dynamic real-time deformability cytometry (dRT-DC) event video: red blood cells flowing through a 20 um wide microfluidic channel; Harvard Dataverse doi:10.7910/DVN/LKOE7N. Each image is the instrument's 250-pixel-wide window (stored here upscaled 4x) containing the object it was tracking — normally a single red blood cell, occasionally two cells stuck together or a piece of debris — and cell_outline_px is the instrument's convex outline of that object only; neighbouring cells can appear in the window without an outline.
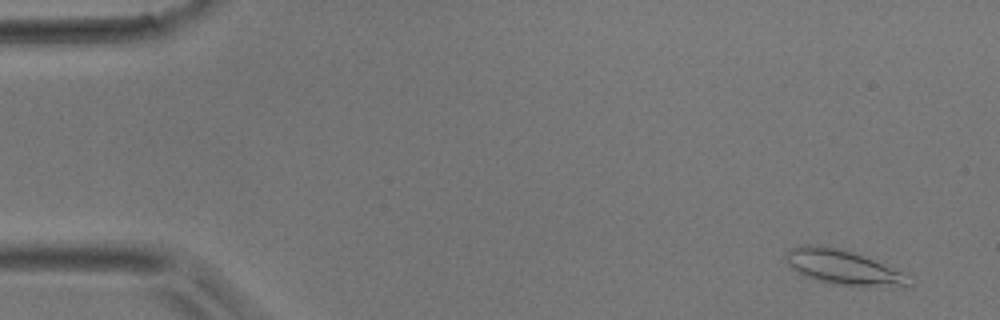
{"species": "common noctule bat (a hibernating species)", "species_latin": "Nyctalus noctula", "temperature_condition": "room temperature", "stored_images_in_passage": 33, "camera_frame_rate_fps": 3000, "um_per_image_px": 0.085, "animal": {"sex": "male", "body_mass_g": 17.9}, "frame": {"image": 1, "passage_image": 3, "time_ms": 0.667, "image_size_px": [1000, 320], "cell_outline_px": [[916, 280], [912, 288], [868, 288], [832, 284], [816, 280], [804, 276], [792, 268], [788, 264], [784, 256], [788, 248], [804, 244], [808, 244], [844, 248], [900, 272]], "centroid_in_image_um": [71.74, 22.77], "position_along_channel_um": 13.3, "area_um2": 25.78}}
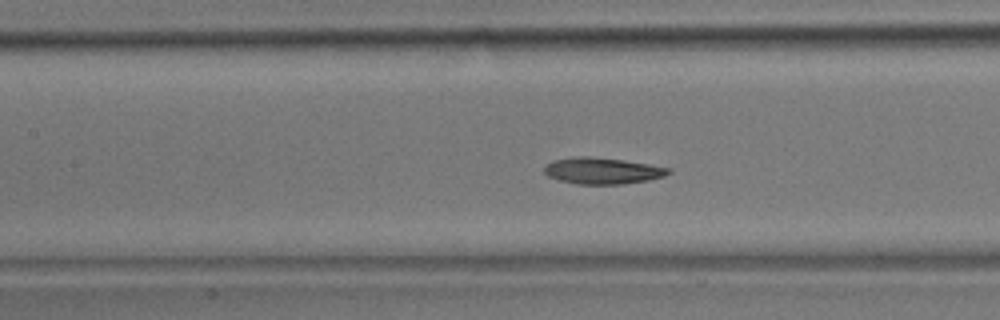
{"frame": {"image": 2, "passage_image": 22, "time_ms": 7.0, "image_size_px": [1000, 320], "cell_outline_px": [[672, 172], [664, 176], [648, 180], [624, 184], [576, 184], [560, 180], [548, 176], [544, 172], [544, 168], [552, 160], [572, 156], [592, 156], [624, 160], [672, 168]], "centroid_in_image_um": [51.21, 14.51], "position_along_channel_um": 156.2, "area_um2": 19.25}}
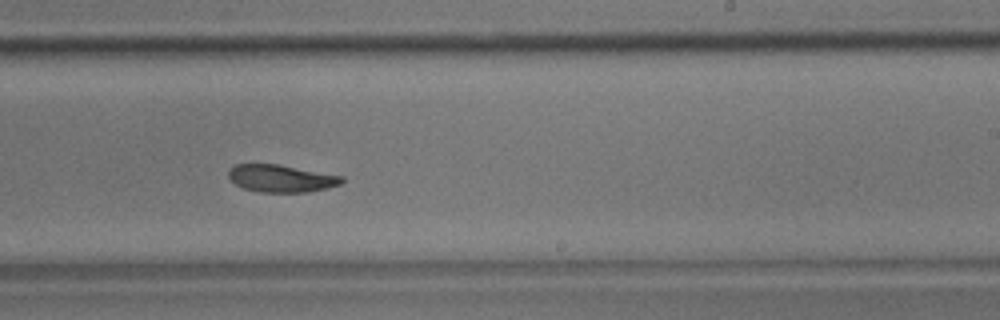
{"frame": {"image": 3, "passage_image": 30, "time_ms": 9.667, "image_size_px": [1000, 320], "cell_outline_px": [[344, 180], [340, 184], [328, 188], [308, 192], [260, 192], [244, 188], [236, 184], [228, 176], [228, 172], [236, 164], [276, 164], [344, 176]], "centroid_in_image_um": [23.93, 15.17], "position_along_channel_um": 265.1, "area_um2": 17.92}}